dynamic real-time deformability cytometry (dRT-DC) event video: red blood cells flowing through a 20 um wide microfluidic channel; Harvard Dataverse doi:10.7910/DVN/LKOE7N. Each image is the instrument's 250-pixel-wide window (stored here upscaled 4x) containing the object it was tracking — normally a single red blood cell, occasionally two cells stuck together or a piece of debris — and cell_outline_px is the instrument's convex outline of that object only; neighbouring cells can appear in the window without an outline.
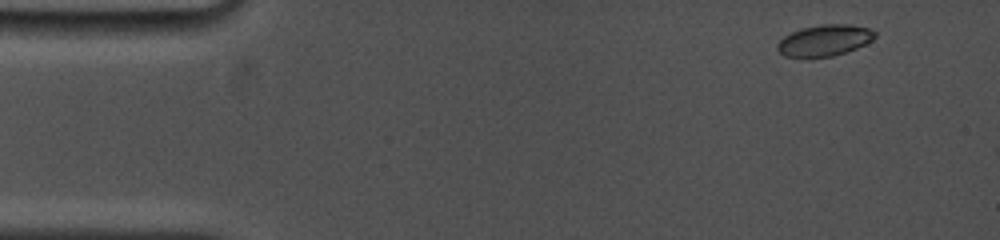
{"species": "common noctule bat (a hibernating species)", "species_latin": "Nyctalus noctula", "temperature_condition": "cold", "stored_images_in_passage": 2, "camera_frame_rate_fps": 5000, "um_per_image_px": 0.085, "animal": {"sex": "female", "body_mass_g": 19.0, "forearm_length_mm": 53.3}, "frame": {"image": 1, "passage_image": 1, "time_ms": 0.0, "image_size_px": [1000, 240], "cell_outline_px": [[876, 36], [872, 40], [856, 48], [832, 56], [804, 60], [784, 56], [776, 48], [776, 44], [784, 36], [792, 32], [804, 28], [824, 24], [848, 24], [868, 28], [876, 32]], "centroid_in_image_um": [70.03, 3.47], "position_along_channel_um": 15.0, "area_um2": 18.03}}